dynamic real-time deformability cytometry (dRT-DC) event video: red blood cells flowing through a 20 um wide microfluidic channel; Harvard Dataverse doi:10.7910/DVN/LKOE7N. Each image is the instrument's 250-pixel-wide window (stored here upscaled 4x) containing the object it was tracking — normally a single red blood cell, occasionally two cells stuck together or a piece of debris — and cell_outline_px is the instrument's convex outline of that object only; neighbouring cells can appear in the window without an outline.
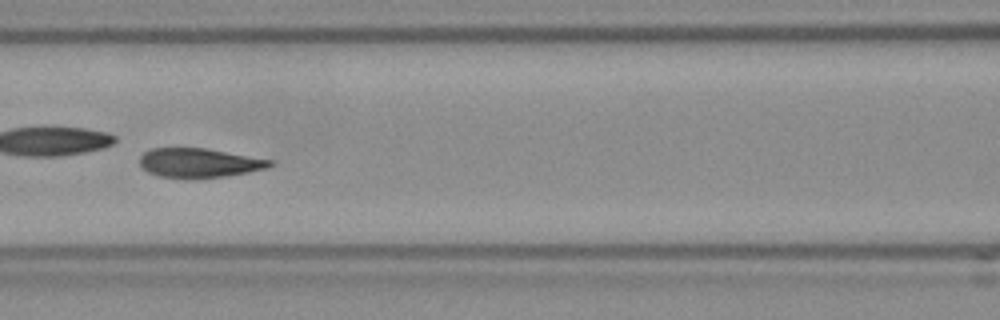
{"species": "Egyptian fruit bat (a non-hibernating species)", "species_latin": "Rousettus aegyptiacus", "temperature_condition": "room temperature", "stored_images_in_passage": 51, "camera_frame_rate_fps": 3000, "um_per_image_px": 0.085, "frame": {"image": 1, "passage_image": 22, "time_ms": 7.0, "image_size_px": [1000, 320], "cell_outline_px": [[276, 164], [268, 168], [248, 172], [224, 176], [160, 176], [148, 172], [140, 164], [140, 156], [144, 152], [152, 148], [208, 148], [272, 160]], "centroid_in_image_um": [16.97, 13.8], "position_along_channel_um": 149.6, "area_um2": 21.62}, "authors_computed_cell_mechanics": {"area_um2": 23.0044, "velocity_mm_per_s": 3.7906, "shape_relaxation_time_tau1_ms": 2.5419, "shape_relaxation_time_tau2_ms": 0.823, "deformation_change_tau1": 0.2109, "deformation_change_tau2": 0.0857}}